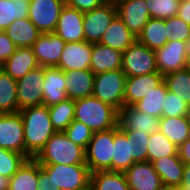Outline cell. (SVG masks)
<instances>
[{"label": "cell", "instance_id": "obj_1", "mask_svg": "<svg viewBox=\"0 0 190 190\" xmlns=\"http://www.w3.org/2000/svg\"><path fill=\"white\" fill-rule=\"evenodd\" d=\"M19 112L23 121L25 157L35 158L56 130L45 105L26 107Z\"/></svg>", "mask_w": 190, "mask_h": 190}, {"label": "cell", "instance_id": "obj_2", "mask_svg": "<svg viewBox=\"0 0 190 190\" xmlns=\"http://www.w3.org/2000/svg\"><path fill=\"white\" fill-rule=\"evenodd\" d=\"M74 120L84 123L93 132L106 131L118 125V111L91 95L75 100Z\"/></svg>", "mask_w": 190, "mask_h": 190}, {"label": "cell", "instance_id": "obj_3", "mask_svg": "<svg viewBox=\"0 0 190 190\" xmlns=\"http://www.w3.org/2000/svg\"><path fill=\"white\" fill-rule=\"evenodd\" d=\"M34 159L39 164H85V149L56 131Z\"/></svg>", "mask_w": 190, "mask_h": 190}, {"label": "cell", "instance_id": "obj_4", "mask_svg": "<svg viewBox=\"0 0 190 190\" xmlns=\"http://www.w3.org/2000/svg\"><path fill=\"white\" fill-rule=\"evenodd\" d=\"M126 78L122 69L96 74L92 95L119 112L124 107Z\"/></svg>", "mask_w": 190, "mask_h": 190}, {"label": "cell", "instance_id": "obj_5", "mask_svg": "<svg viewBox=\"0 0 190 190\" xmlns=\"http://www.w3.org/2000/svg\"><path fill=\"white\" fill-rule=\"evenodd\" d=\"M115 127L106 131L93 132L85 149V164L90 173L112 171L113 140Z\"/></svg>", "mask_w": 190, "mask_h": 190}, {"label": "cell", "instance_id": "obj_6", "mask_svg": "<svg viewBox=\"0 0 190 190\" xmlns=\"http://www.w3.org/2000/svg\"><path fill=\"white\" fill-rule=\"evenodd\" d=\"M61 190H86L90 187V170L86 164H40Z\"/></svg>", "mask_w": 190, "mask_h": 190}, {"label": "cell", "instance_id": "obj_7", "mask_svg": "<svg viewBox=\"0 0 190 190\" xmlns=\"http://www.w3.org/2000/svg\"><path fill=\"white\" fill-rule=\"evenodd\" d=\"M121 69L127 77L158 72L155 50L136 40L123 52Z\"/></svg>", "mask_w": 190, "mask_h": 190}, {"label": "cell", "instance_id": "obj_8", "mask_svg": "<svg viewBox=\"0 0 190 190\" xmlns=\"http://www.w3.org/2000/svg\"><path fill=\"white\" fill-rule=\"evenodd\" d=\"M117 15L115 4L103 2L91 11L84 12L83 27L85 41L91 44L99 43L102 34Z\"/></svg>", "mask_w": 190, "mask_h": 190}, {"label": "cell", "instance_id": "obj_9", "mask_svg": "<svg viewBox=\"0 0 190 190\" xmlns=\"http://www.w3.org/2000/svg\"><path fill=\"white\" fill-rule=\"evenodd\" d=\"M65 0H30V21L41 33H54Z\"/></svg>", "mask_w": 190, "mask_h": 190}, {"label": "cell", "instance_id": "obj_10", "mask_svg": "<svg viewBox=\"0 0 190 190\" xmlns=\"http://www.w3.org/2000/svg\"><path fill=\"white\" fill-rule=\"evenodd\" d=\"M43 81L44 67L42 66L29 71L24 77L16 80L18 112L26 107L42 105Z\"/></svg>", "mask_w": 190, "mask_h": 190}, {"label": "cell", "instance_id": "obj_11", "mask_svg": "<svg viewBox=\"0 0 190 190\" xmlns=\"http://www.w3.org/2000/svg\"><path fill=\"white\" fill-rule=\"evenodd\" d=\"M157 70L163 76L190 66L186 53V42L168 41L155 50Z\"/></svg>", "mask_w": 190, "mask_h": 190}, {"label": "cell", "instance_id": "obj_12", "mask_svg": "<svg viewBox=\"0 0 190 190\" xmlns=\"http://www.w3.org/2000/svg\"><path fill=\"white\" fill-rule=\"evenodd\" d=\"M0 148L25 156L23 121L20 112L0 114Z\"/></svg>", "mask_w": 190, "mask_h": 190}, {"label": "cell", "instance_id": "obj_13", "mask_svg": "<svg viewBox=\"0 0 190 190\" xmlns=\"http://www.w3.org/2000/svg\"><path fill=\"white\" fill-rule=\"evenodd\" d=\"M66 42L55 33H42L31 46L37 62L42 67H56Z\"/></svg>", "mask_w": 190, "mask_h": 190}, {"label": "cell", "instance_id": "obj_14", "mask_svg": "<svg viewBox=\"0 0 190 190\" xmlns=\"http://www.w3.org/2000/svg\"><path fill=\"white\" fill-rule=\"evenodd\" d=\"M84 12L64 5L54 33L66 43L85 41L83 27Z\"/></svg>", "mask_w": 190, "mask_h": 190}, {"label": "cell", "instance_id": "obj_15", "mask_svg": "<svg viewBox=\"0 0 190 190\" xmlns=\"http://www.w3.org/2000/svg\"><path fill=\"white\" fill-rule=\"evenodd\" d=\"M124 174L130 190H157L163 185L150 161L133 163Z\"/></svg>", "mask_w": 190, "mask_h": 190}, {"label": "cell", "instance_id": "obj_16", "mask_svg": "<svg viewBox=\"0 0 190 190\" xmlns=\"http://www.w3.org/2000/svg\"><path fill=\"white\" fill-rule=\"evenodd\" d=\"M117 14L129 30L138 36L151 18L145 0H122L117 5Z\"/></svg>", "mask_w": 190, "mask_h": 190}, {"label": "cell", "instance_id": "obj_17", "mask_svg": "<svg viewBox=\"0 0 190 190\" xmlns=\"http://www.w3.org/2000/svg\"><path fill=\"white\" fill-rule=\"evenodd\" d=\"M92 44L86 41L65 44L59 64L63 71L90 69Z\"/></svg>", "mask_w": 190, "mask_h": 190}, {"label": "cell", "instance_id": "obj_18", "mask_svg": "<svg viewBox=\"0 0 190 190\" xmlns=\"http://www.w3.org/2000/svg\"><path fill=\"white\" fill-rule=\"evenodd\" d=\"M163 81L164 76L159 72L127 77L125 82L124 106H133Z\"/></svg>", "mask_w": 190, "mask_h": 190}, {"label": "cell", "instance_id": "obj_19", "mask_svg": "<svg viewBox=\"0 0 190 190\" xmlns=\"http://www.w3.org/2000/svg\"><path fill=\"white\" fill-rule=\"evenodd\" d=\"M118 125L121 130H139L151 134L159 130L160 118L141 112L134 106H124L118 112Z\"/></svg>", "mask_w": 190, "mask_h": 190}, {"label": "cell", "instance_id": "obj_20", "mask_svg": "<svg viewBox=\"0 0 190 190\" xmlns=\"http://www.w3.org/2000/svg\"><path fill=\"white\" fill-rule=\"evenodd\" d=\"M65 73L58 67H44L42 105L50 107L67 99L65 89Z\"/></svg>", "mask_w": 190, "mask_h": 190}, {"label": "cell", "instance_id": "obj_21", "mask_svg": "<svg viewBox=\"0 0 190 190\" xmlns=\"http://www.w3.org/2000/svg\"><path fill=\"white\" fill-rule=\"evenodd\" d=\"M65 73V89L67 97L72 100L82 99L93 94L95 74L90 70H71Z\"/></svg>", "mask_w": 190, "mask_h": 190}, {"label": "cell", "instance_id": "obj_22", "mask_svg": "<svg viewBox=\"0 0 190 190\" xmlns=\"http://www.w3.org/2000/svg\"><path fill=\"white\" fill-rule=\"evenodd\" d=\"M123 52L100 43L92 44L90 70L99 73L119 70L122 68Z\"/></svg>", "mask_w": 190, "mask_h": 190}, {"label": "cell", "instance_id": "obj_23", "mask_svg": "<svg viewBox=\"0 0 190 190\" xmlns=\"http://www.w3.org/2000/svg\"><path fill=\"white\" fill-rule=\"evenodd\" d=\"M136 40L137 36L129 30L117 14L102 34L99 43L124 52Z\"/></svg>", "mask_w": 190, "mask_h": 190}, {"label": "cell", "instance_id": "obj_24", "mask_svg": "<svg viewBox=\"0 0 190 190\" xmlns=\"http://www.w3.org/2000/svg\"><path fill=\"white\" fill-rule=\"evenodd\" d=\"M31 47L17 48L11 57L0 66L14 80L24 77L29 71L39 67Z\"/></svg>", "mask_w": 190, "mask_h": 190}, {"label": "cell", "instance_id": "obj_25", "mask_svg": "<svg viewBox=\"0 0 190 190\" xmlns=\"http://www.w3.org/2000/svg\"><path fill=\"white\" fill-rule=\"evenodd\" d=\"M152 164L163 185L177 187L181 185L184 163L179 158V155L165 156L154 160Z\"/></svg>", "mask_w": 190, "mask_h": 190}, {"label": "cell", "instance_id": "obj_26", "mask_svg": "<svg viewBox=\"0 0 190 190\" xmlns=\"http://www.w3.org/2000/svg\"><path fill=\"white\" fill-rule=\"evenodd\" d=\"M137 40L152 50L162 48L168 41V18H150L144 26Z\"/></svg>", "mask_w": 190, "mask_h": 190}, {"label": "cell", "instance_id": "obj_27", "mask_svg": "<svg viewBox=\"0 0 190 190\" xmlns=\"http://www.w3.org/2000/svg\"><path fill=\"white\" fill-rule=\"evenodd\" d=\"M4 31L17 48L31 47L42 34L29 18L13 21Z\"/></svg>", "mask_w": 190, "mask_h": 190}, {"label": "cell", "instance_id": "obj_28", "mask_svg": "<svg viewBox=\"0 0 190 190\" xmlns=\"http://www.w3.org/2000/svg\"><path fill=\"white\" fill-rule=\"evenodd\" d=\"M133 163L130 138L117 125L113 140L112 171L125 172Z\"/></svg>", "mask_w": 190, "mask_h": 190}, {"label": "cell", "instance_id": "obj_29", "mask_svg": "<svg viewBox=\"0 0 190 190\" xmlns=\"http://www.w3.org/2000/svg\"><path fill=\"white\" fill-rule=\"evenodd\" d=\"M38 162L27 159L9 179L8 190H37Z\"/></svg>", "mask_w": 190, "mask_h": 190}, {"label": "cell", "instance_id": "obj_30", "mask_svg": "<svg viewBox=\"0 0 190 190\" xmlns=\"http://www.w3.org/2000/svg\"><path fill=\"white\" fill-rule=\"evenodd\" d=\"M159 130L176 146H180L190 138V122L188 116L161 117Z\"/></svg>", "mask_w": 190, "mask_h": 190}, {"label": "cell", "instance_id": "obj_31", "mask_svg": "<svg viewBox=\"0 0 190 190\" xmlns=\"http://www.w3.org/2000/svg\"><path fill=\"white\" fill-rule=\"evenodd\" d=\"M92 190H130L124 172L97 171L90 176Z\"/></svg>", "mask_w": 190, "mask_h": 190}, {"label": "cell", "instance_id": "obj_32", "mask_svg": "<svg viewBox=\"0 0 190 190\" xmlns=\"http://www.w3.org/2000/svg\"><path fill=\"white\" fill-rule=\"evenodd\" d=\"M30 0H0V31L13 21L28 18Z\"/></svg>", "mask_w": 190, "mask_h": 190}, {"label": "cell", "instance_id": "obj_33", "mask_svg": "<svg viewBox=\"0 0 190 190\" xmlns=\"http://www.w3.org/2000/svg\"><path fill=\"white\" fill-rule=\"evenodd\" d=\"M17 83L0 68V114L18 112Z\"/></svg>", "mask_w": 190, "mask_h": 190}, {"label": "cell", "instance_id": "obj_34", "mask_svg": "<svg viewBox=\"0 0 190 190\" xmlns=\"http://www.w3.org/2000/svg\"><path fill=\"white\" fill-rule=\"evenodd\" d=\"M171 155H178V146L160 130L151 133L148 140L147 161L153 162Z\"/></svg>", "mask_w": 190, "mask_h": 190}, {"label": "cell", "instance_id": "obj_35", "mask_svg": "<svg viewBox=\"0 0 190 190\" xmlns=\"http://www.w3.org/2000/svg\"><path fill=\"white\" fill-rule=\"evenodd\" d=\"M167 92L166 84L163 81L159 86L155 87L153 91L144 96L133 106L141 112L161 118L162 103H164V97H166Z\"/></svg>", "mask_w": 190, "mask_h": 190}, {"label": "cell", "instance_id": "obj_36", "mask_svg": "<svg viewBox=\"0 0 190 190\" xmlns=\"http://www.w3.org/2000/svg\"><path fill=\"white\" fill-rule=\"evenodd\" d=\"M167 90L178 95L190 106V66L164 76Z\"/></svg>", "mask_w": 190, "mask_h": 190}, {"label": "cell", "instance_id": "obj_37", "mask_svg": "<svg viewBox=\"0 0 190 190\" xmlns=\"http://www.w3.org/2000/svg\"><path fill=\"white\" fill-rule=\"evenodd\" d=\"M50 120L56 131H64L74 120L75 100L67 98L48 107Z\"/></svg>", "mask_w": 190, "mask_h": 190}, {"label": "cell", "instance_id": "obj_38", "mask_svg": "<svg viewBox=\"0 0 190 190\" xmlns=\"http://www.w3.org/2000/svg\"><path fill=\"white\" fill-rule=\"evenodd\" d=\"M130 138V148L133 162L147 161L148 140L150 134L135 130H122Z\"/></svg>", "mask_w": 190, "mask_h": 190}, {"label": "cell", "instance_id": "obj_39", "mask_svg": "<svg viewBox=\"0 0 190 190\" xmlns=\"http://www.w3.org/2000/svg\"><path fill=\"white\" fill-rule=\"evenodd\" d=\"M151 18L167 19L177 15L181 0H145Z\"/></svg>", "mask_w": 190, "mask_h": 190}, {"label": "cell", "instance_id": "obj_40", "mask_svg": "<svg viewBox=\"0 0 190 190\" xmlns=\"http://www.w3.org/2000/svg\"><path fill=\"white\" fill-rule=\"evenodd\" d=\"M26 160L23 154L0 148V174L10 179Z\"/></svg>", "mask_w": 190, "mask_h": 190}, {"label": "cell", "instance_id": "obj_41", "mask_svg": "<svg viewBox=\"0 0 190 190\" xmlns=\"http://www.w3.org/2000/svg\"><path fill=\"white\" fill-rule=\"evenodd\" d=\"M190 106L178 95L168 91L162 103V117L188 116Z\"/></svg>", "mask_w": 190, "mask_h": 190}, {"label": "cell", "instance_id": "obj_42", "mask_svg": "<svg viewBox=\"0 0 190 190\" xmlns=\"http://www.w3.org/2000/svg\"><path fill=\"white\" fill-rule=\"evenodd\" d=\"M63 132L71 141L84 149L93 135V131L88 126L77 120H73Z\"/></svg>", "mask_w": 190, "mask_h": 190}, {"label": "cell", "instance_id": "obj_43", "mask_svg": "<svg viewBox=\"0 0 190 190\" xmlns=\"http://www.w3.org/2000/svg\"><path fill=\"white\" fill-rule=\"evenodd\" d=\"M168 35L170 40L186 42L190 36V25L179 16L168 18Z\"/></svg>", "mask_w": 190, "mask_h": 190}, {"label": "cell", "instance_id": "obj_44", "mask_svg": "<svg viewBox=\"0 0 190 190\" xmlns=\"http://www.w3.org/2000/svg\"><path fill=\"white\" fill-rule=\"evenodd\" d=\"M17 47L5 31H0V66L3 65L15 52Z\"/></svg>", "mask_w": 190, "mask_h": 190}, {"label": "cell", "instance_id": "obj_45", "mask_svg": "<svg viewBox=\"0 0 190 190\" xmlns=\"http://www.w3.org/2000/svg\"><path fill=\"white\" fill-rule=\"evenodd\" d=\"M103 3V0H65V4L78 9L82 12H87L95 9Z\"/></svg>", "mask_w": 190, "mask_h": 190}, {"label": "cell", "instance_id": "obj_46", "mask_svg": "<svg viewBox=\"0 0 190 190\" xmlns=\"http://www.w3.org/2000/svg\"><path fill=\"white\" fill-rule=\"evenodd\" d=\"M37 190H61L59 186L53 182L52 178L41 168L38 163V182Z\"/></svg>", "mask_w": 190, "mask_h": 190}, {"label": "cell", "instance_id": "obj_47", "mask_svg": "<svg viewBox=\"0 0 190 190\" xmlns=\"http://www.w3.org/2000/svg\"><path fill=\"white\" fill-rule=\"evenodd\" d=\"M177 16L190 25V0H181Z\"/></svg>", "mask_w": 190, "mask_h": 190}, {"label": "cell", "instance_id": "obj_48", "mask_svg": "<svg viewBox=\"0 0 190 190\" xmlns=\"http://www.w3.org/2000/svg\"><path fill=\"white\" fill-rule=\"evenodd\" d=\"M178 155L184 164L190 163V138L178 146Z\"/></svg>", "mask_w": 190, "mask_h": 190}, {"label": "cell", "instance_id": "obj_49", "mask_svg": "<svg viewBox=\"0 0 190 190\" xmlns=\"http://www.w3.org/2000/svg\"><path fill=\"white\" fill-rule=\"evenodd\" d=\"M179 187L190 188V163L184 164L183 179Z\"/></svg>", "mask_w": 190, "mask_h": 190}, {"label": "cell", "instance_id": "obj_50", "mask_svg": "<svg viewBox=\"0 0 190 190\" xmlns=\"http://www.w3.org/2000/svg\"><path fill=\"white\" fill-rule=\"evenodd\" d=\"M9 189V178L2 176L0 174V190H8Z\"/></svg>", "mask_w": 190, "mask_h": 190}, {"label": "cell", "instance_id": "obj_51", "mask_svg": "<svg viewBox=\"0 0 190 190\" xmlns=\"http://www.w3.org/2000/svg\"><path fill=\"white\" fill-rule=\"evenodd\" d=\"M186 53H187L188 62L190 63V36L187 38L186 41Z\"/></svg>", "mask_w": 190, "mask_h": 190}, {"label": "cell", "instance_id": "obj_52", "mask_svg": "<svg viewBox=\"0 0 190 190\" xmlns=\"http://www.w3.org/2000/svg\"><path fill=\"white\" fill-rule=\"evenodd\" d=\"M157 190H178V187L177 186H165V185H162Z\"/></svg>", "mask_w": 190, "mask_h": 190}, {"label": "cell", "instance_id": "obj_53", "mask_svg": "<svg viewBox=\"0 0 190 190\" xmlns=\"http://www.w3.org/2000/svg\"><path fill=\"white\" fill-rule=\"evenodd\" d=\"M121 1L122 0H103V2H107V3H111V4H115V5H117Z\"/></svg>", "mask_w": 190, "mask_h": 190}, {"label": "cell", "instance_id": "obj_54", "mask_svg": "<svg viewBox=\"0 0 190 190\" xmlns=\"http://www.w3.org/2000/svg\"><path fill=\"white\" fill-rule=\"evenodd\" d=\"M178 190H190L189 187H178Z\"/></svg>", "mask_w": 190, "mask_h": 190}, {"label": "cell", "instance_id": "obj_55", "mask_svg": "<svg viewBox=\"0 0 190 190\" xmlns=\"http://www.w3.org/2000/svg\"><path fill=\"white\" fill-rule=\"evenodd\" d=\"M188 119H189V122H190V111L188 112Z\"/></svg>", "mask_w": 190, "mask_h": 190}]
</instances>
